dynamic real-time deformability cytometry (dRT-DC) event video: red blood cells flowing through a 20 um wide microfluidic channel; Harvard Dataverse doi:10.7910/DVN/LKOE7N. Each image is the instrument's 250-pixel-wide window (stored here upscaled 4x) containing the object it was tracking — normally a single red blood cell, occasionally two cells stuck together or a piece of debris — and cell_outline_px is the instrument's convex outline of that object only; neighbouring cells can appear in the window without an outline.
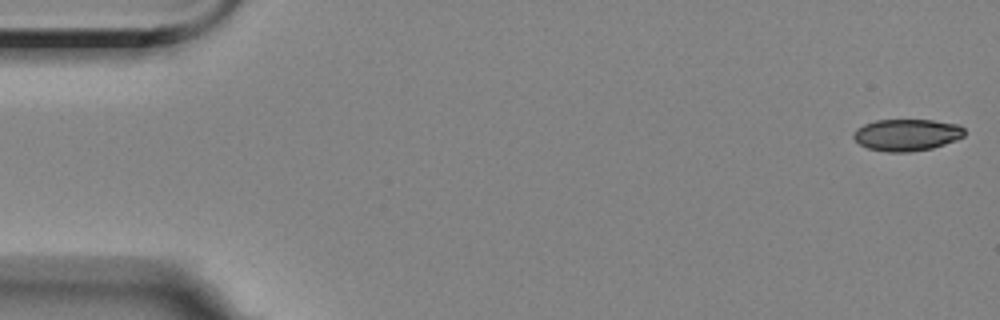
{"species": "Egyptian fruit bat (a non-hibernating species)", "species_latin": "Rousettus aegyptiacus", "temperature_condition": "room temperature", "stored_images_in_passage": 7, "camera_frame_rate_fps": 3000, "um_per_image_px": 0.085, "animal": {"sex": "female"}, "frame": {"image": 1, "passage_image": 1, "time_ms": 0.0, "image_size_px": [1000, 320], "cell_outline_px": [[964, 136], [956, 140], [932, 148], [908, 152], [888, 152], [868, 148], [860, 144], [852, 136], [852, 132], [856, 128], [864, 124], [876, 120], [932, 120], [960, 124], [964, 128]], "centroid_in_image_um": [77.07, 11.45], "position_along_channel_um": 7.9, "area_um2": 20.63}}
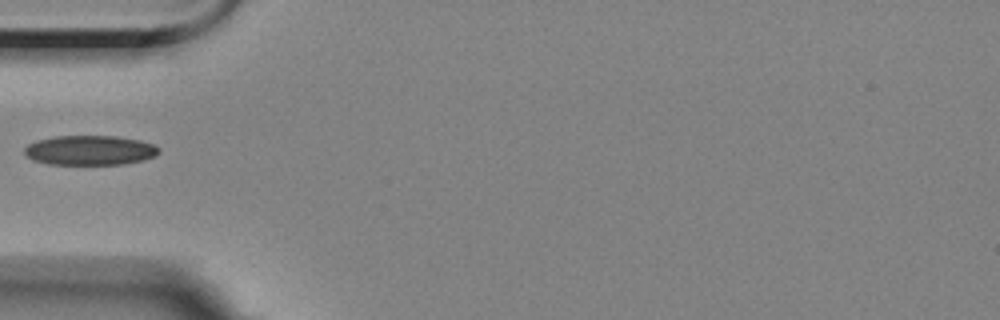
{"frame": {"image": 2, "passage_image": 6, "time_ms": 5.667, "image_size_px": [1000, 320], "cell_outline_px": [[160, 152], [156, 156], [144, 160], [124, 164], [48, 164], [32, 160], [24, 152], [24, 148], [28, 144], [36, 140], [52, 136], [116, 136], [140, 140], [156, 144], [160, 148]], "centroid_in_image_um": [7.67, 12.77], "position_along_channel_um": 77.3, "area_um2": 23.52}}
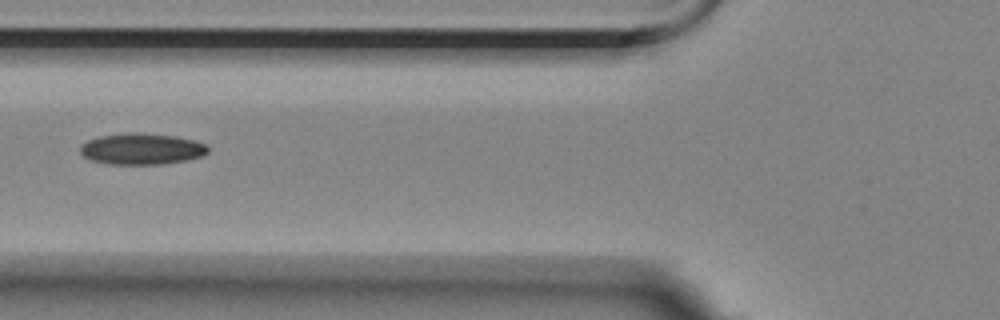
{"frame": {"image": 3, "passage_image": 7, "time_ms": 6.667, "image_size_px": [1000, 320], "cell_outline_px": [[208, 152], [204, 156], [188, 160], [160, 164], [108, 164], [92, 160], [84, 156], [80, 152], [80, 144], [88, 140], [100, 136], [132, 132], [140, 132], [176, 136], [192, 140], [204, 144], [208, 148]], "centroid_in_image_um": [12.04, 12.65], "position_along_channel_um": 113.8, "area_um2": 23.29}}